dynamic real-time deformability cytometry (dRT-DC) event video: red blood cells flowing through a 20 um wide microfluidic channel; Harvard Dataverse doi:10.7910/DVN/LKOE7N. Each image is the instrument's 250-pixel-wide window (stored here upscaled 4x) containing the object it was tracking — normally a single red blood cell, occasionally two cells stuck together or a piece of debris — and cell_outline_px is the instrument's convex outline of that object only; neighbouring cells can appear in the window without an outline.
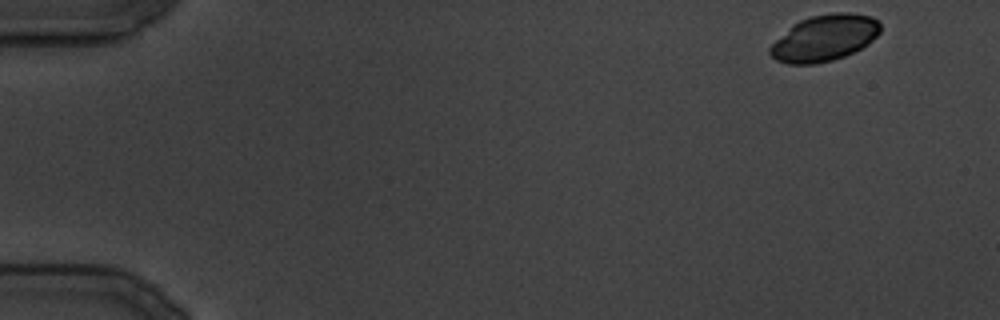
{"species": "common noctule bat (a hibernating species)", "species_latin": "Nyctalus noctula", "temperature_condition": "cold", "stored_images_in_passage": 9, "camera_frame_rate_fps": 3000, "um_per_image_px": 0.085, "animal": {"sex": "male", "body_mass_g": 19.5, "forearm_length_mm": 54.6}, "frame": {"image": 1, "passage_image": 1, "time_ms": 0.0, "image_size_px": [1000, 320], "cell_outline_px": [[880, 32], [868, 44], [844, 56], [832, 60], [816, 64], [788, 64], [776, 60], [768, 52], [768, 48], [792, 24], [800, 20], [812, 16], [836, 12], [848, 12], [872, 16], [880, 24]], "centroid_in_image_um": [70.07, 3.23], "position_along_channel_um": 14.9, "area_um2": 29.59}}